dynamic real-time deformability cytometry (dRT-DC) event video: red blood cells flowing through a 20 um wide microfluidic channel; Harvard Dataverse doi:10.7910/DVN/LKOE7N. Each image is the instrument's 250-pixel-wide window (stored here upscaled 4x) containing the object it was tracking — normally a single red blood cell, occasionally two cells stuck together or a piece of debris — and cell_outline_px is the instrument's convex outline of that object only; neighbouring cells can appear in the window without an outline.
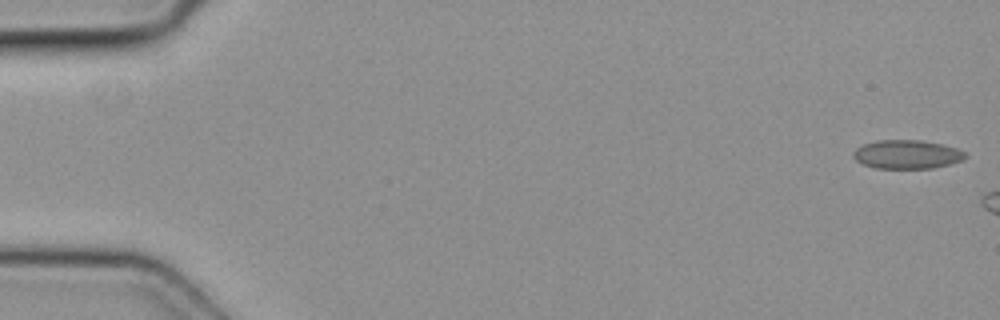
{"species": "common noctule bat (a hibernating species)", "species_latin": "Nyctalus noctula", "temperature_condition": "cold", "stored_images_in_passage": 4, "camera_frame_rate_fps": 3000, "um_per_image_px": 0.085, "animal": {"sex": "female", "body_mass_g": 19.3, "forearm_length_mm": 54.1}, "frame": {"image": 1, "passage_image": 1, "time_ms": 0.0, "image_size_px": [1000, 320], "cell_outline_px": [[968, 156], [964, 160], [932, 168], [876, 168], [864, 164], [856, 160], [852, 156], [852, 152], [856, 148], [864, 144], [876, 140], [920, 140], [940, 144], [956, 148], [964, 152]], "centroid_in_image_um": [77.08, 13.12], "position_along_channel_um": 7.9, "area_um2": 18.67}}